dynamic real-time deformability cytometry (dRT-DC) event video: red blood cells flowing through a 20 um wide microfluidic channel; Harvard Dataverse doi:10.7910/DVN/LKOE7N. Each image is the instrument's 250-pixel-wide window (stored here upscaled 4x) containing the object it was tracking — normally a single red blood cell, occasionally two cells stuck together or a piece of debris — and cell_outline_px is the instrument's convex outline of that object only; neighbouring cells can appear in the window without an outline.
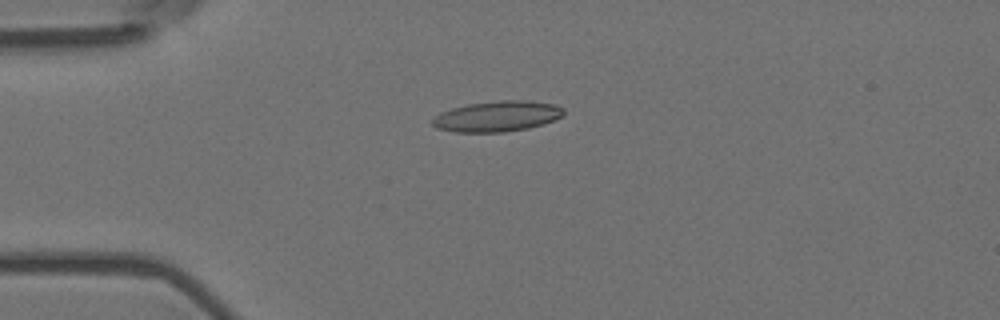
{"species": "Egyptian fruit bat (a non-hibernating species)", "species_latin": "Rousettus aegyptiacus", "temperature_condition": "room temperature", "stored_images_in_passage": 5, "camera_frame_rate_fps": 3000, "um_per_image_px": 0.085, "animal": {"sex": "female"}, "frame": {"image": 1, "passage_image": 4, "time_ms": 1.0, "image_size_px": [1000, 320], "cell_outline_px": [[564, 112], [560, 116], [544, 124], [528, 128], [504, 132], [456, 132], [436, 128], [432, 124], [432, 120], [440, 112], [452, 108], [468, 104], [500, 100], [524, 100], [556, 104], [564, 108]], "centroid_in_image_um": [42.25, 9.88], "position_along_channel_um": 42.7, "area_um2": 23.35}}